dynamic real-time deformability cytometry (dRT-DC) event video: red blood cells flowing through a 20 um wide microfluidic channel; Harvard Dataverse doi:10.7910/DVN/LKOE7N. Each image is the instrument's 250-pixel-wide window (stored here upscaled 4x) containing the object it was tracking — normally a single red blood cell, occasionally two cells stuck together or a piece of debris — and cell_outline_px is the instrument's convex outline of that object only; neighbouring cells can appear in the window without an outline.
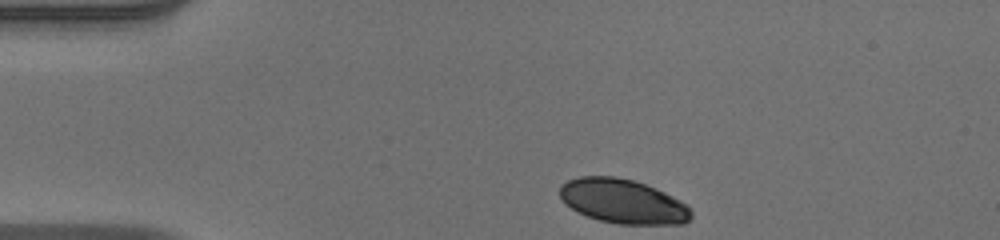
{"species": "human", "species_latin": "Homo sapiens", "temperature_condition": "warm", "stored_images_in_passage": 39, "camera_frame_rate_fps": 3000, "um_per_image_px": 0.085, "donor": {"sex": "male"}, "frame": {"image": 1, "passage_image": 1, "time_ms": 0.0, "image_size_px": [1000, 240], "cell_outline_px": [[692, 216], [684, 224], [620, 224], [600, 220], [576, 212], [564, 204], [560, 196], [560, 184], [568, 180], [580, 176], [616, 176], [632, 180], [656, 188], [680, 200], [692, 212]], "centroid_in_image_um": [52.91, 17.11], "position_along_channel_um": 32.1, "area_um2": 33.93}}
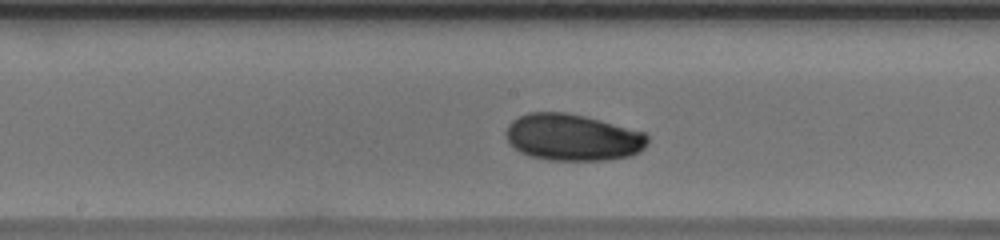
{"frame": {"image": 2, "passage_image": 18, "time_ms": 5.667, "image_size_px": [1000, 240], "cell_outline_px": [[648, 144], [640, 152], [632, 156], [608, 160], [548, 160], [528, 156], [520, 152], [508, 144], [504, 132], [508, 124], [512, 120], [528, 112], [564, 112], [584, 116], [600, 120], [644, 132], [648, 136]], "centroid_in_image_um": [48.65, 11.69], "position_along_channel_um": 199.5, "area_um2": 38.96}}
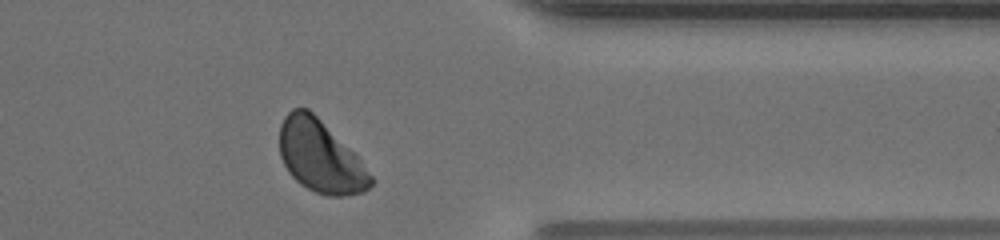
{"frame": {"image": 3, "passage_image": 33, "time_ms": 10.667, "image_size_px": [1000, 240], "cell_outline_px": [[376, 180], [364, 192], [348, 196], [328, 196], [316, 192], [300, 184], [288, 172], [280, 156], [280, 124], [284, 116], [292, 108], [308, 108], [360, 160]], "centroid_in_image_um": [27.22, 13.33], "position_along_channel_um": 384.2, "area_um2": 37.92}, "authors_computed_cell_mechanics": {"area_um2": 37.3388, "velocity_mm_per_s": 3.9202, "shape_relaxation_time_tau1_ms": 2.2063, "shape_relaxation_time_tau2_ms": null, "deformation_change_tau1": 0.0727, "deformation_change_tau2": null}}